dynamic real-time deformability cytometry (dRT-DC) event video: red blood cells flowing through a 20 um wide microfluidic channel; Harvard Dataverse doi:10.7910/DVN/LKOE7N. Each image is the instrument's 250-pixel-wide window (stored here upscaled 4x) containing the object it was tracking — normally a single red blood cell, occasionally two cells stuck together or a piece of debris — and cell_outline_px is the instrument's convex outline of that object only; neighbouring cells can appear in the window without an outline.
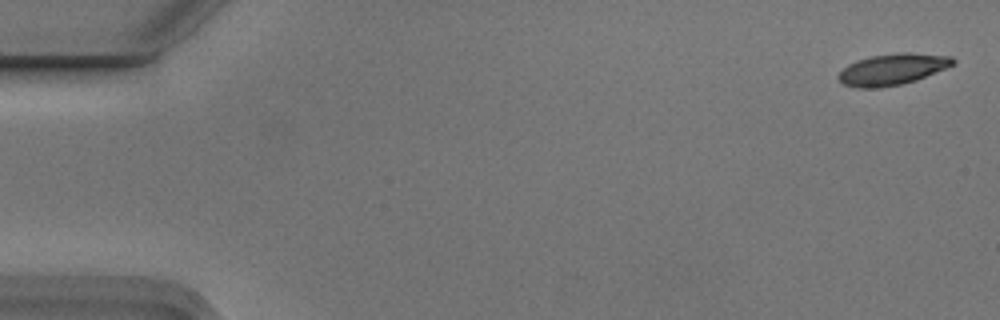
{"species": "Egyptian fruit bat (a non-hibernating species)", "species_latin": "Rousettus aegyptiacus", "temperature_condition": "cold", "stored_images_in_passage": 6, "camera_frame_rate_fps": 3000, "um_per_image_px": 0.085, "animal": {"sex": "male"}, "frame": {"image": 1, "passage_image": 1, "time_ms": 0.0, "image_size_px": [1000, 320], "cell_outline_px": [[956, 64], [916, 80], [900, 84], [880, 88], [860, 88], [844, 84], [836, 76], [848, 64], [856, 60], [872, 56], [900, 52], [912, 52], [952, 56], [956, 60]], "centroid_in_image_um": [75.89, 5.88], "position_along_channel_um": 9.1, "area_um2": 20.92}}
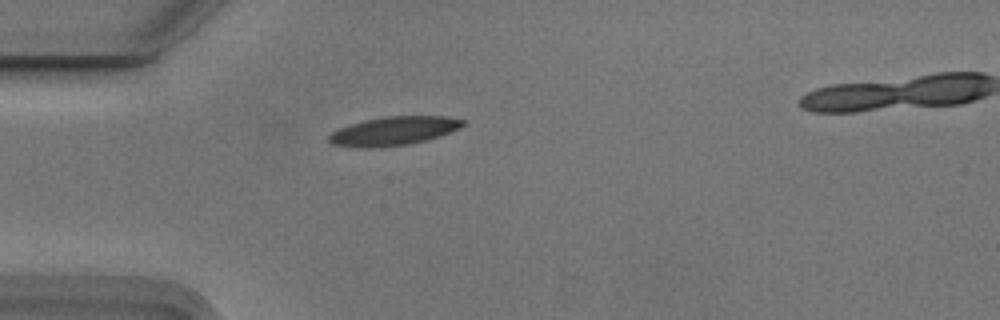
{"frame": {"image": 2, "passage_image": 5, "time_ms": 1.333, "image_size_px": [1000, 320], "cell_outline_px": [[464, 124], [460, 128], [440, 136], [408, 144], [368, 148], [364, 148], [332, 144], [328, 140], [328, 136], [332, 132], [340, 128], [364, 120], [384, 116], [444, 116], [464, 120]], "centroid_in_image_um": [33.46, 11.12], "position_along_channel_um": 51.5, "area_um2": 22.14}}